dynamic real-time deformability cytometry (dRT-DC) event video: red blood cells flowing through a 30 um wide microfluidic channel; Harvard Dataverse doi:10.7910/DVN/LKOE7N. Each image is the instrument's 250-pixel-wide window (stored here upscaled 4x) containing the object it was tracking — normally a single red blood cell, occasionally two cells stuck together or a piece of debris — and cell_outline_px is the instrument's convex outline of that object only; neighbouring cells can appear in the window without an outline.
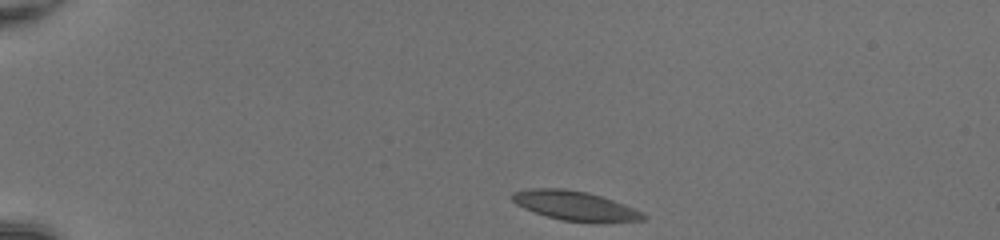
{"species": "common noctule bat (a hibernating species)", "species_latin": "Nyctalus noctula", "temperature_condition": "room temperature", "stored_images_in_passage": 40, "camera_frame_rate_fps": 3000, "um_per_image_px": 0.085, "animal": {"sex": "female", "body_mass_g": 20.0, "forearm_length_mm": 54.0}, "frame": {"image": 1, "passage_image": 1, "time_ms": 0.0, "image_size_px": [1000, 240], "cell_outline_px": [[648, 216], [644, 220], [560, 220], [524, 208], [516, 204], [508, 196], [512, 192], [532, 188], [564, 188], [588, 192], [624, 204], [644, 212]], "centroid_in_image_um": [48.8, 17.43], "position_along_channel_um": 36.2, "area_um2": 21.73}}
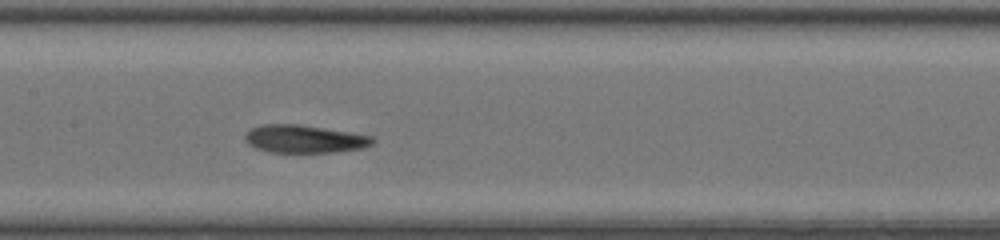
{"frame": {"image": 2, "passage_image": 17, "time_ms": 5.333, "image_size_px": [1000, 240], "cell_outline_px": [[376, 140], [372, 144], [364, 148], [336, 152], [268, 152], [256, 148], [248, 144], [244, 140], [244, 136], [252, 128], [264, 124], [300, 124], [372, 136]], "centroid_in_image_um": [25.88, 11.81], "position_along_channel_um": 181.5, "area_um2": 20.69}}
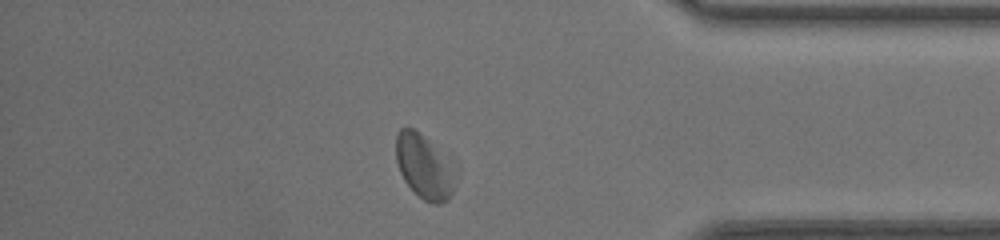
{"frame": {"image": 3, "passage_image": 34, "time_ms": 11.0, "image_size_px": [1000, 240], "cell_outline_px": [[452, 192], [448, 200], [440, 204], [432, 204], [424, 200], [404, 180], [400, 172], [396, 160], [396, 132], [400, 128], [412, 128], [420, 132], [424, 136], [448, 172], [452, 188]], "centroid_in_image_um": [35.87, 14.18], "position_along_channel_um": 399.3, "area_um2": 20.0}, "authors_computed_cell_mechanics": {"area_um2": 21.7328, "velocity_mm_per_s": 4.1675, "shape_relaxation_time_tau1_ms": null, "shape_relaxation_time_tau2_ms": 3.1081, "deformation_change_tau1": null, "deformation_change_tau2": 0.1139}}